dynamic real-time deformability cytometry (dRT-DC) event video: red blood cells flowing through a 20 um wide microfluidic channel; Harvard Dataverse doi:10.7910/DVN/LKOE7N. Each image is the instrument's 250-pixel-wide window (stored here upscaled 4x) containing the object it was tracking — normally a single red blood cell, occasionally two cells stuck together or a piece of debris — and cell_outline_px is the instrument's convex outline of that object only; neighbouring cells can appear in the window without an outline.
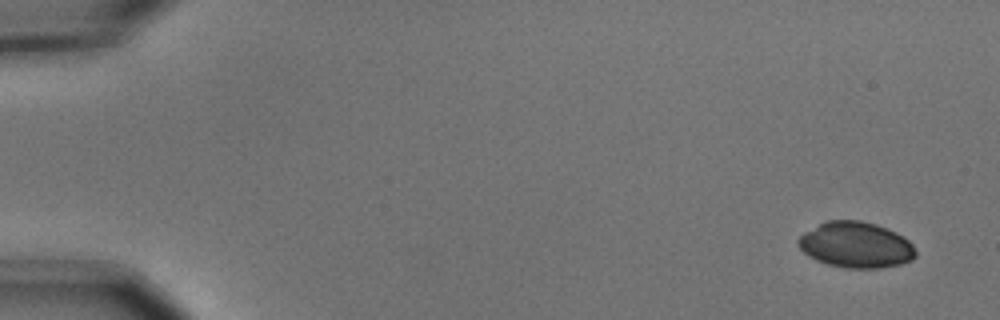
{"species": "common noctule bat (a hibernating species)", "species_latin": "Nyctalus noctula", "temperature_condition": "cold", "stored_images_in_passage": 4, "camera_frame_rate_fps": 3000, "um_per_image_px": 0.085, "animal": {"sex": "male", "body_mass_g": 15.6}, "frame": {"image": 1, "passage_image": 1, "time_ms": 0.0, "image_size_px": [1000, 320], "cell_outline_px": [[916, 256], [912, 260], [900, 264], [880, 268], [844, 268], [828, 264], [816, 260], [808, 256], [796, 244], [796, 240], [804, 232], [824, 220], [860, 220], [876, 224], [888, 228], [904, 236], [912, 244], [916, 252]], "centroid_in_image_um": [72.73, 20.8], "position_along_channel_um": 12.3, "area_um2": 31.73}}
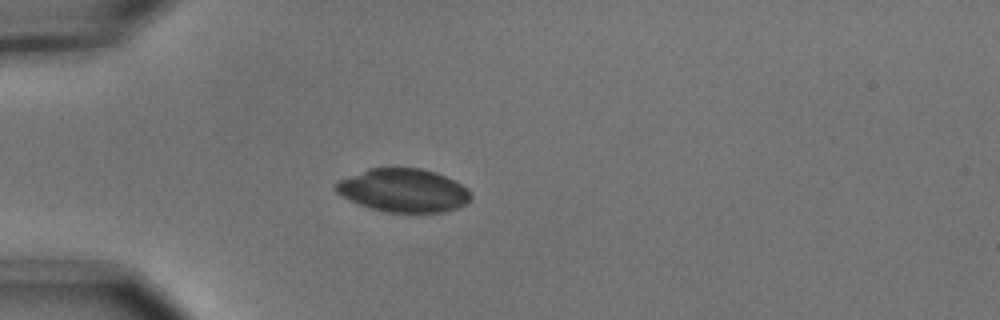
{"frame": {"image": 2, "passage_image": 4, "time_ms": 1.0, "image_size_px": [1000, 320], "cell_outline_px": [[472, 200], [468, 204], [460, 208], [444, 212], [388, 212], [372, 208], [360, 204], [336, 192], [332, 184], [340, 180], [368, 168], [420, 168], [436, 172], [468, 188], [472, 196]], "centroid_in_image_um": [34.34, 16.19], "position_along_channel_um": 50.7, "area_um2": 34.04}}